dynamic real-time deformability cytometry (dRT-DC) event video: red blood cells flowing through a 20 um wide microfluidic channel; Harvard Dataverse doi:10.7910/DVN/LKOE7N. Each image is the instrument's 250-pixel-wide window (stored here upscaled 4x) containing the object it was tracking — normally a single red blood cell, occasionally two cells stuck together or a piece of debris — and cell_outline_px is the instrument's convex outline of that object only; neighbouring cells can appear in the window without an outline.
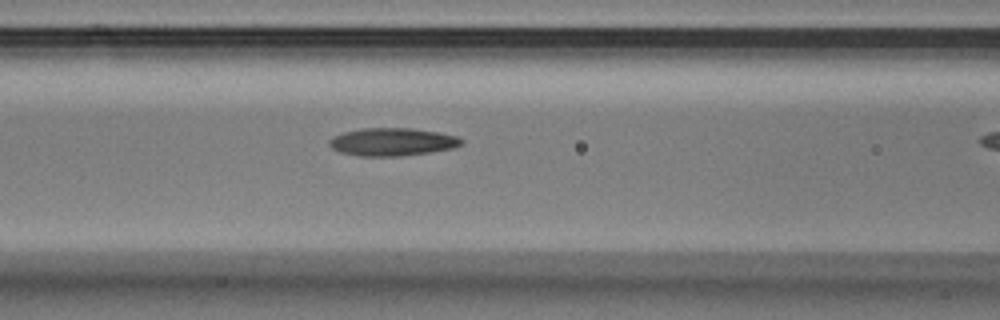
{"species": "Egyptian fruit bat (a non-hibernating species)", "species_latin": "Rousettus aegyptiacus", "temperature_condition": "warm", "stored_images_in_passage": 28, "camera_frame_rate_fps": 3000, "um_per_image_px": 0.085, "animal": {"sex": "male"}, "frame": {"image": 1, "passage_image": 13, "time_ms": 4.0, "image_size_px": [1000, 320], "cell_outline_px": [[464, 144], [452, 148], [428, 152], [400, 156], [360, 156], [340, 152], [332, 148], [328, 144], [328, 140], [332, 136], [344, 132], [364, 128], [412, 128], [440, 132], [456, 136], [464, 140]], "centroid_in_image_um": [33.34, 12.05], "position_along_channel_um": 133.3, "area_um2": 21.5}}
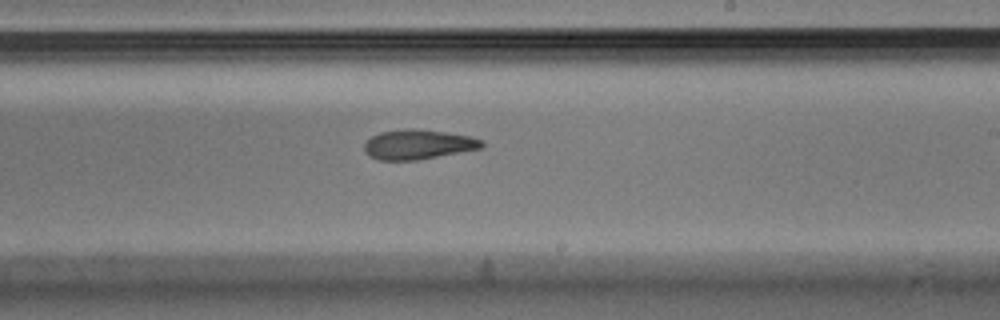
{"frame": {"image": 2, "passage_image": 20, "time_ms": 6.333, "image_size_px": [1000, 320], "cell_outline_px": [[484, 148], [416, 160], [380, 160], [368, 156], [364, 152], [364, 144], [372, 136], [380, 132], [404, 128], [412, 128], [444, 132], [472, 136], [484, 140]], "centroid_in_image_um": [35.55, 12.27], "position_along_channel_um": 253.4, "area_um2": 20.52}}